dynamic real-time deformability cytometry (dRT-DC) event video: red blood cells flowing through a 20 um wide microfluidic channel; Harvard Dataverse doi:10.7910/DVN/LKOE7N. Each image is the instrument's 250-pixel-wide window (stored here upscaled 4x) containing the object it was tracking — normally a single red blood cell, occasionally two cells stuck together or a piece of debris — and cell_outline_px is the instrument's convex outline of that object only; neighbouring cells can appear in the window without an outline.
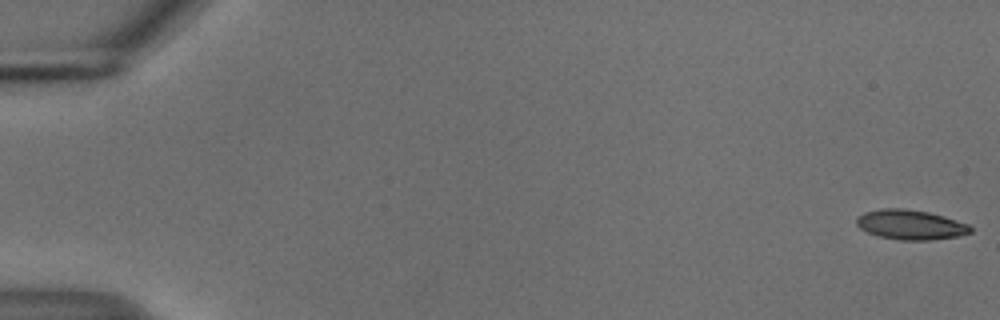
{"species": "common noctule bat (a hibernating species)", "species_latin": "Nyctalus noctula", "temperature_condition": "cold", "stored_images_in_passage": 55, "camera_frame_rate_fps": 3000, "um_per_image_px": 0.085, "animal": {"sex": "male", "body_mass_g": 18.8}, "frame": {"image": 1, "passage_image": 1, "time_ms": 0.0, "image_size_px": [1000, 320], "cell_outline_px": [[972, 232], [956, 236], [932, 240], [900, 240], [880, 236], [868, 232], [860, 228], [856, 224], [856, 216], [864, 212], [880, 208], [904, 208], [928, 212], [944, 216], [968, 224], [972, 228]], "centroid_in_image_um": [77.37, 19.09], "position_along_channel_um": 7.6, "area_um2": 19.77}}
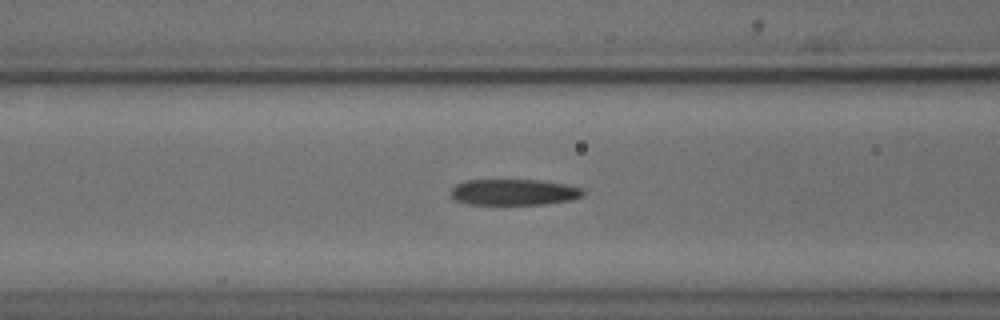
{"frame": {"image": 2, "passage_image": 23, "time_ms": 7.333, "image_size_px": [1000, 320], "cell_outline_px": [[584, 196], [572, 200], [544, 204], [468, 204], [456, 200], [452, 196], [452, 188], [456, 184], [464, 180], [540, 180], [564, 184], [584, 188]], "centroid_in_image_um": [43.72, 16.33], "position_along_channel_um": 122.9, "area_um2": 20.11}}
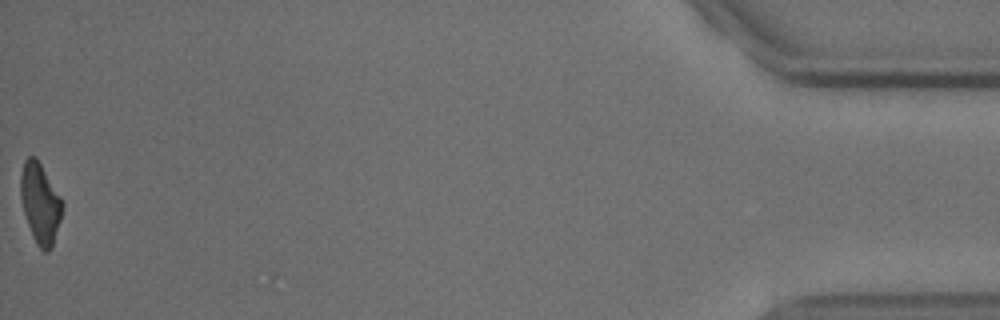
{"frame": {"image": 3, "passage_image": 55, "time_ms": 18.0, "image_size_px": [1000, 320], "cell_outline_px": [[64, 204], [60, 220], [52, 248], [48, 252], [44, 252], [36, 244], [32, 236], [24, 212], [20, 196], [20, 172], [24, 160], [28, 156], [36, 156], [60, 196]], "centroid_in_image_um": [3.41, 17.27], "position_along_channel_um": 431.8, "area_um2": 19.59}, "authors_computed_cell_mechanics": {"area_um2": 20.519, "velocity_mm_per_s": 3.7448, "shape_relaxation_time_tau1_ms": 4.613, "shape_relaxation_time_tau2_ms": 2.812, "deformation_change_tau1": 0.1667, "deformation_change_tau2": 0.1134}}